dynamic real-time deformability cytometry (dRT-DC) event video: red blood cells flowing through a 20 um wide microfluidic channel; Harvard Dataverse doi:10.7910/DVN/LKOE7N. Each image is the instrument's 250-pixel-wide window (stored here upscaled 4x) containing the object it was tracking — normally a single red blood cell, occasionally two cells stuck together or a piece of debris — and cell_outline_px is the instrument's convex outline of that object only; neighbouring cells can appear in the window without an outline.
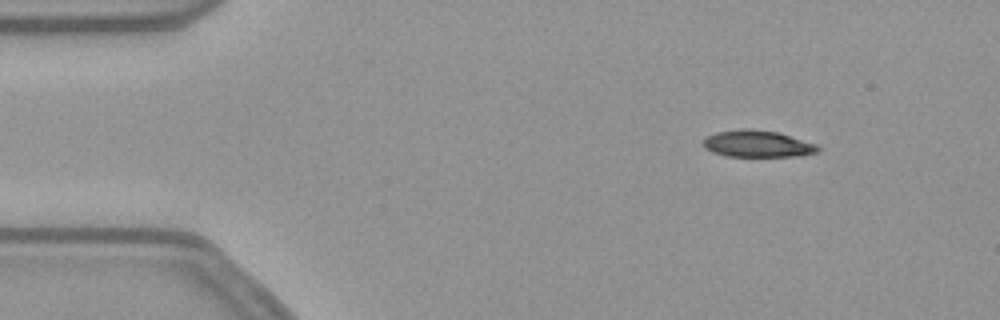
{"species": "common noctule bat (a hibernating species)", "species_latin": "Nyctalus noctula", "temperature_condition": "warm", "stored_images_in_passage": 48, "camera_frame_rate_fps": 3000, "um_per_image_px": 0.085, "animal": {"sex": "female", "body_mass_g": 21.9}, "frame": {"image": 1, "passage_image": 1, "time_ms": 0.0, "image_size_px": [1000, 320], "cell_outline_px": [[820, 148], [816, 152], [796, 156], [724, 156], [712, 152], [704, 148], [704, 140], [708, 136], [716, 132], [744, 128], [748, 128], [776, 132], [820, 144]], "centroid_in_image_um": [64.4, 12.22], "position_along_channel_um": 20.6, "area_um2": 17.86}}
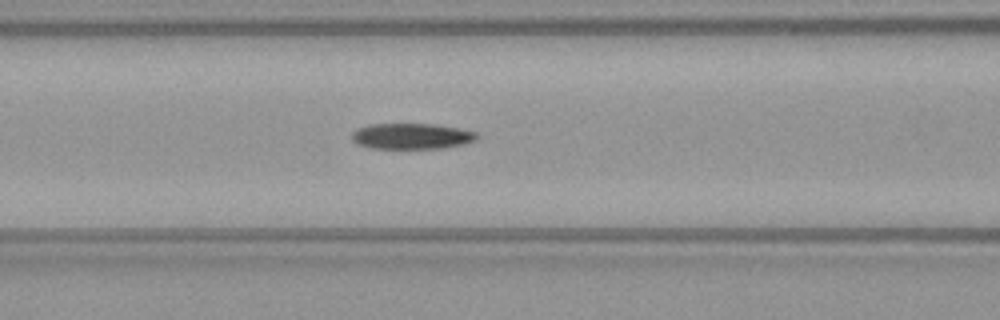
{"frame": {"image": 2, "passage_image": 16, "time_ms": 5.0, "image_size_px": [1000, 320], "cell_outline_px": [[480, 136], [476, 140], [464, 144], [440, 148], [372, 148], [356, 144], [352, 140], [352, 132], [356, 128], [368, 124], [432, 124], [456, 128], [476, 132]], "centroid_in_image_um": [34.95, 11.57], "position_along_channel_um": 131.6, "area_um2": 18.79}}
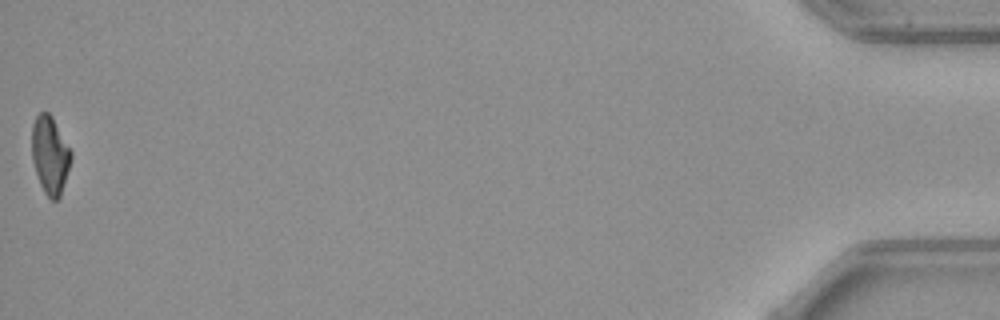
{"frame": {"image": 3, "passage_image": 48, "time_ms": 15.667, "image_size_px": [1000, 320], "cell_outline_px": [[72, 160], [60, 196], [56, 200], [52, 200], [44, 192], [40, 184], [32, 160], [32, 124], [36, 116], [40, 112], [48, 112], [52, 116], [72, 152]], "centroid_in_image_um": [4.26, 13.17], "position_along_channel_um": 430.9, "area_um2": 17.74}, "authors_computed_cell_mechanics": {"area_um2": 19.3052, "velocity_mm_per_s": 3.8152, "shape_relaxation_time_tau1_ms": 7.7849, "shape_relaxation_time_tau2_ms": null, "deformation_change_tau1": 0.2073, "deformation_change_tau2": null}}